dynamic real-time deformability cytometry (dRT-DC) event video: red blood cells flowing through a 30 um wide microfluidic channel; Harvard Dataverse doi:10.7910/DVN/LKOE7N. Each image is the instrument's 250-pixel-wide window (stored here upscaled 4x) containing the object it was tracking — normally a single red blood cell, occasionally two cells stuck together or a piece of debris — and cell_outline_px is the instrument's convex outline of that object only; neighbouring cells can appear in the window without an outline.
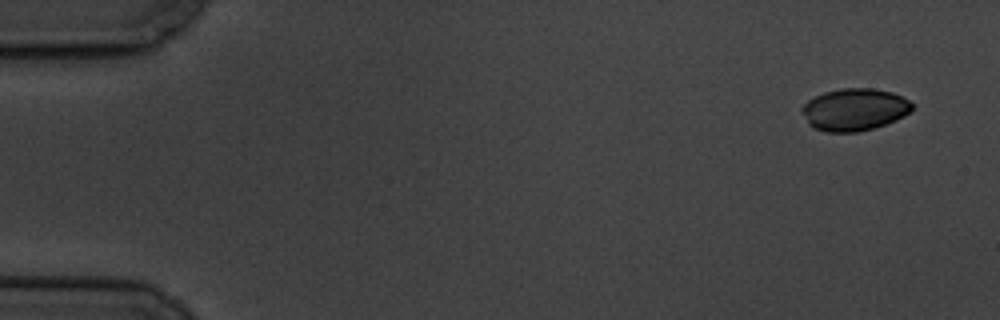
{"species": "common noctule bat (a hibernating species)", "species_latin": "Nyctalus noctula", "temperature_condition": "cold", "stored_images_in_passage": 4, "camera_frame_rate_fps": 3000, "um_per_image_px": 0.085, "animal": {"sex": "male", "body_mass_g": 19.5, "forearm_length_mm": 54.6}, "frame": {"image": 1, "passage_image": 1, "time_ms": 0.0, "image_size_px": [1000, 320], "cell_outline_px": [[912, 112], [896, 120], [872, 128], [856, 132], [824, 132], [812, 128], [808, 124], [800, 108], [808, 100], [824, 92], [840, 88], [872, 88], [892, 92], [908, 100], [912, 104]], "centroid_in_image_um": [72.6, 9.31], "position_along_channel_um": 12.4, "area_um2": 27.17}}